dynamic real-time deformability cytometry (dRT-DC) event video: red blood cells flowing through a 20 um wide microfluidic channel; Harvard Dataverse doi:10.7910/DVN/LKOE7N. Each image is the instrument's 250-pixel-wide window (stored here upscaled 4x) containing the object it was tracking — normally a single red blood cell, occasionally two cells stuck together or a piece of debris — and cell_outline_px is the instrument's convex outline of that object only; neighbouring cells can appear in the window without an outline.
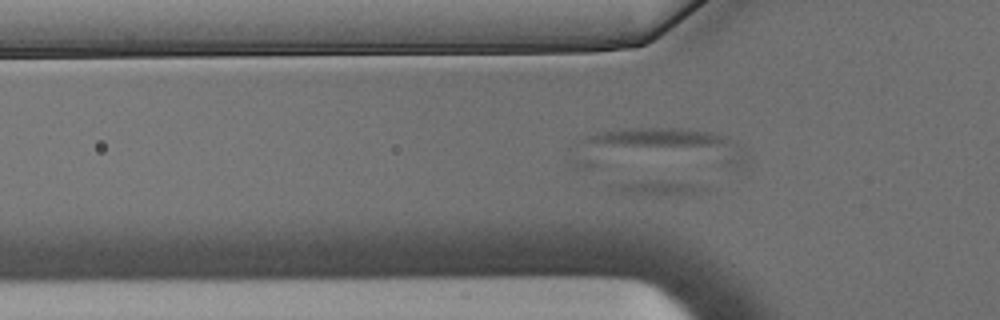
{"species": "Egyptian fruit bat (a non-hibernating species)", "species_latin": "Rousettus aegyptiacus", "temperature_condition": "warm", "stored_images_in_passage": 21, "camera_frame_rate_fps": 3000, "um_per_image_px": 0.085, "animal": {"sex": "male"}, "frame": {"image": 1, "passage_image": 20, "time_ms": 6.333, "image_size_px": [1000, 320], "cell_outline_px": [[716, 188], [708, 192], [680, 196], [608, 196], [600, 192], [608, 184], [648, 180], [656, 180], [700, 184]], "centroid_in_image_um": [55.64, 16.05], "position_along_channel_um": 70.2, "area_um2": 10.17}}